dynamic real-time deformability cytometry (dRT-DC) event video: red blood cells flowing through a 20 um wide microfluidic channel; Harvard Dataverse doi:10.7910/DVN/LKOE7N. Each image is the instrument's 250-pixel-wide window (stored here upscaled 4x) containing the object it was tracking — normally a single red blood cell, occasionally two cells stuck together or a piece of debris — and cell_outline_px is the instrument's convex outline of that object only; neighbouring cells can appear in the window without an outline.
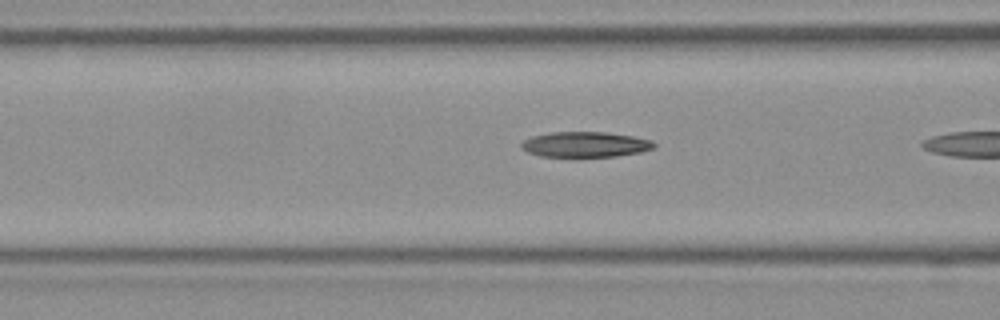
{"species": "Egyptian fruit bat (a non-hibernating species)", "species_latin": "Rousettus aegyptiacus", "temperature_condition": "room temperature", "stored_images_in_passage": 6, "camera_frame_rate_fps": 3000, "um_per_image_px": 0.085, "frame": {"image": 1, "passage_image": 5, "time_ms": 1.333, "image_size_px": [1000, 320], "cell_outline_px": [[656, 148], [640, 152], [616, 156], [540, 156], [528, 152], [520, 148], [520, 144], [524, 140], [532, 136], [552, 132], [608, 132], [632, 136], [652, 140], [656, 144]], "centroid_in_image_um": [49.76, 12.27], "position_along_channel_um": 116.8, "area_um2": 19.59}}